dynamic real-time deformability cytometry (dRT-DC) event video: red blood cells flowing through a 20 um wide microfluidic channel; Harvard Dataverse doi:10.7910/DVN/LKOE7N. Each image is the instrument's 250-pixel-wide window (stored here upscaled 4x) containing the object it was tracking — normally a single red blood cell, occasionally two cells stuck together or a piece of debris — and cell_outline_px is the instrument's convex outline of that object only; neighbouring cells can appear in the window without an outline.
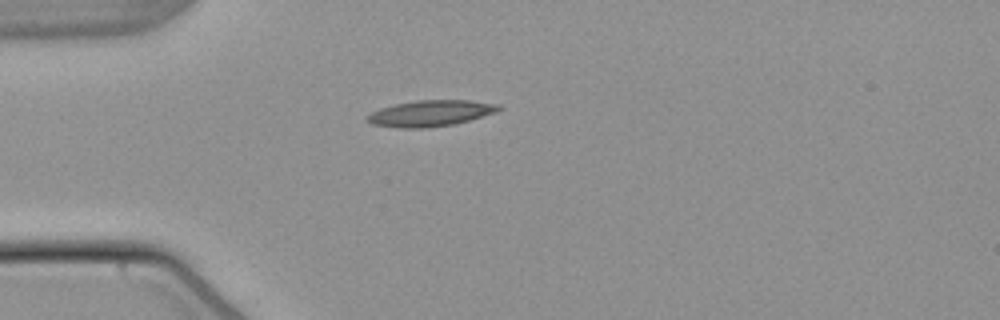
{"species": "common noctule bat (a hibernating species)", "species_latin": "Nyctalus noctula", "temperature_condition": "warm", "stored_images_in_passage": 33, "camera_frame_rate_fps": 3000, "um_per_image_px": 0.085, "animal": {"sex": "male", "body_mass_g": 21.5, "forearm_length_mm": 52.0}, "frame": {"image": 1, "passage_image": 1, "time_ms": 0.0, "image_size_px": [1000, 320], "cell_outline_px": [[504, 108], [496, 112], [468, 120], [452, 124], [424, 128], [404, 128], [372, 124], [368, 120], [368, 116], [372, 112], [380, 108], [396, 104], [416, 100], [468, 100], [500, 104]], "centroid_in_image_um": [36.64, 9.61], "position_along_channel_um": 48.4, "area_um2": 19.71}}
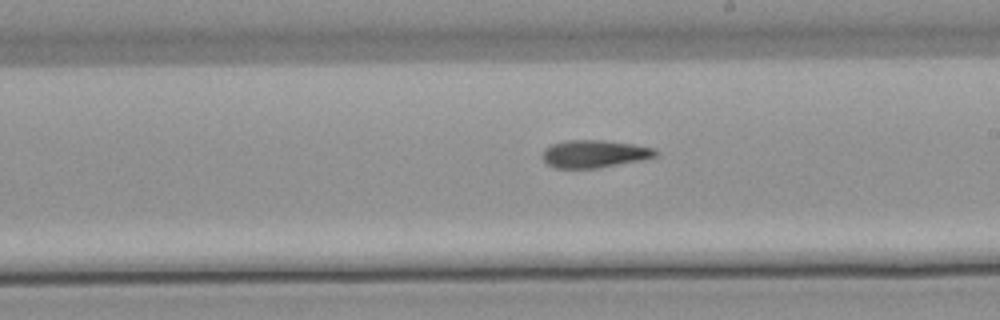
{"frame": {"image": 2, "passage_image": 17, "time_ms": 5.333, "image_size_px": [1000, 320], "cell_outline_px": [[656, 156], [640, 160], [596, 168], [556, 168], [548, 164], [544, 160], [544, 148], [552, 144], [568, 140], [604, 140], [632, 144], [652, 148], [656, 152]], "centroid_in_image_um": [50.49, 13.07], "position_along_channel_um": 238.5, "area_um2": 17.8}}
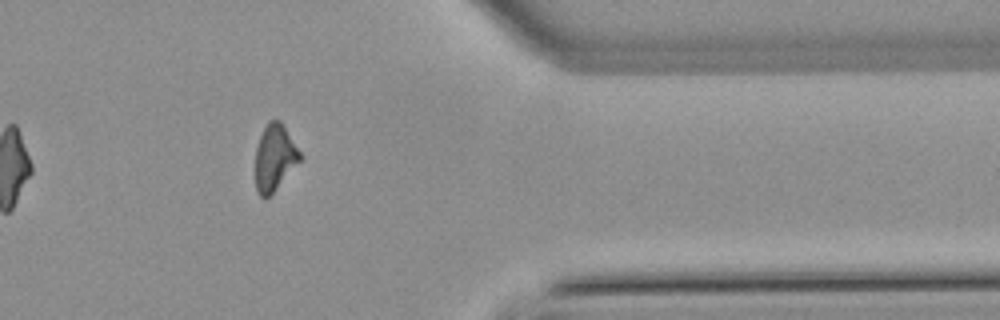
{"frame": {"image": 3, "passage_image": 30, "time_ms": 9.667, "image_size_px": [1000, 320], "cell_outline_px": [[304, 156], [272, 192], [264, 200], [260, 196], [256, 188], [256, 148], [260, 136], [268, 120], [280, 120], [284, 124]], "centroid_in_image_um": [23.37, 13.34], "position_along_channel_um": 388.0, "area_um2": 17.17}, "authors_computed_cell_mechanics": {"area_um2": 18.2648, "velocity_mm_per_s": 3.8503, "shape_relaxation_time_tau1_ms": null, "shape_relaxation_time_tau2_ms": 5.8033, "deformation_change_tau1": null, "deformation_change_tau2": 0.1621}}